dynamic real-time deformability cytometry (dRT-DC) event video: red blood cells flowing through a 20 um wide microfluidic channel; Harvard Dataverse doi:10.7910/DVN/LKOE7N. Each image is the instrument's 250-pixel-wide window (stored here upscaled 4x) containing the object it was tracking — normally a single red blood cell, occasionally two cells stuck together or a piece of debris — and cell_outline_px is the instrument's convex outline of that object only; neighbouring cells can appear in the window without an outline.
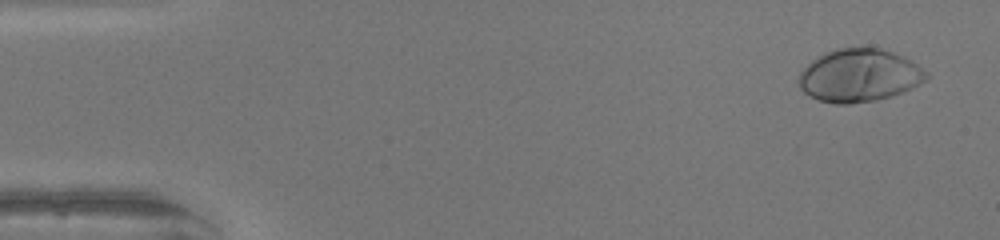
{"species": "human", "species_latin": "Homo sapiens", "temperature_condition": "warm", "stored_images_in_passage": 49, "camera_frame_rate_fps": 3000, "um_per_image_px": 0.085, "donor": {"sex": "female"}, "frame": {"image": 1, "passage_image": 3, "time_ms": 0.667, "image_size_px": [1000, 240], "cell_outline_px": [[928, 80], [904, 92], [892, 96], [876, 100], [848, 104], [836, 104], [820, 100], [808, 96], [800, 88], [796, 80], [800, 72], [812, 60], [836, 48], [880, 48], [892, 52], [912, 60], [928, 72]], "centroid_in_image_um": [73.05, 6.43], "position_along_channel_um": 11.9, "area_um2": 39.48}}
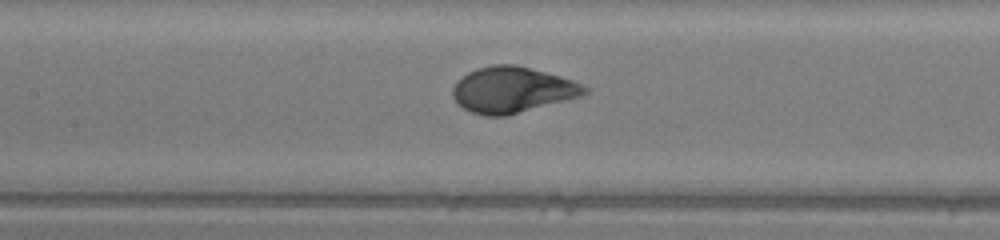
{"frame": {"image": 2, "passage_image": 23, "time_ms": 7.333, "image_size_px": [1000, 240], "cell_outline_px": [[588, 92], [580, 96], [508, 116], [484, 116], [472, 112], [464, 108], [452, 96], [452, 88], [456, 80], [468, 72], [476, 68], [492, 64], [516, 64], [560, 76], [572, 80], [588, 88]], "centroid_in_image_um": [43.51, 7.63], "position_along_channel_um": 163.9, "area_um2": 35.26}}
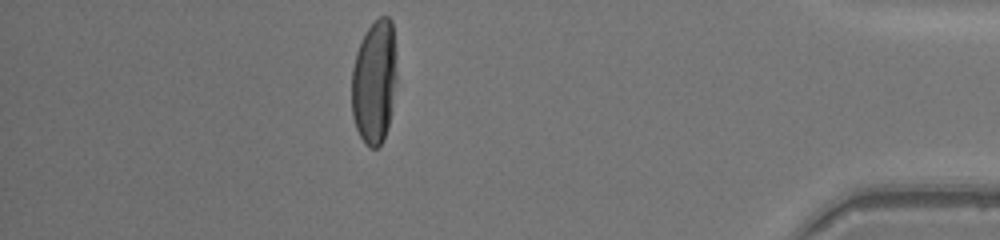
{"frame": {"image": 3, "passage_image": 43, "time_ms": 14.0, "image_size_px": [1000, 240], "cell_outline_px": [[396, 80], [388, 128], [380, 144], [376, 148], [368, 148], [364, 144], [356, 128], [352, 116], [352, 68], [356, 52], [368, 28], [380, 16], [388, 16], [392, 20], [396, 52]], "centroid_in_image_um": [31.82, 6.96], "position_along_channel_um": 403.4, "area_um2": 32.66}, "authors_computed_cell_mechanics": {"area_um2": 35.258, "velocity_mm_per_s": 4.2812, "shape_relaxation_time_tau1_ms": 2.7886, "shape_relaxation_time_tau2_ms": null, "deformation_change_tau1": 0.2218, "deformation_change_tau2": null}}